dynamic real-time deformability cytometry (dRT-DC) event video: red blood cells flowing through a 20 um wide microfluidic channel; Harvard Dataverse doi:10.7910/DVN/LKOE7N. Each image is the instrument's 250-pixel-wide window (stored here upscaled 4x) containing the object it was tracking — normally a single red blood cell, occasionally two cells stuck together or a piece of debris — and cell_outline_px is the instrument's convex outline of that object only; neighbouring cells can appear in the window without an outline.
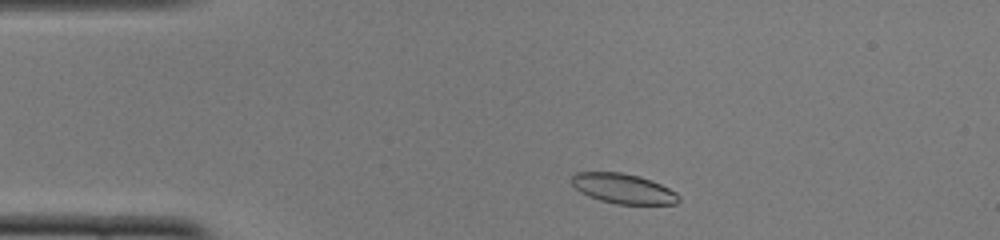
{"species": "common noctule bat (a hibernating species)", "species_latin": "Nyctalus noctula", "temperature_condition": "cold", "stored_images_in_passage": 45, "camera_frame_rate_fps": 3000, "um_per_image_px": 0.085, "animal": {"sex": "female", "body_mass_g": 22.0, "forearm_length_mm": 56.7}, "frame": {"image": 1, "passage_image": 3, "time_ms": 0.667, "image_size_px": [1000, 240], "cell_outline_px": [[680, 200], [676, 204], [616, 204], [600, 200], [588, 196], [580, 192], [572, 184], [572, 176], [576, 172], [620, 172], [640, 176], [652, 180], [676, 192], [680, 196]], "centroid_in_image_um": [52.98, 16.03], "position_along_channel_um": 32.0, "area_um2": 18.73}}
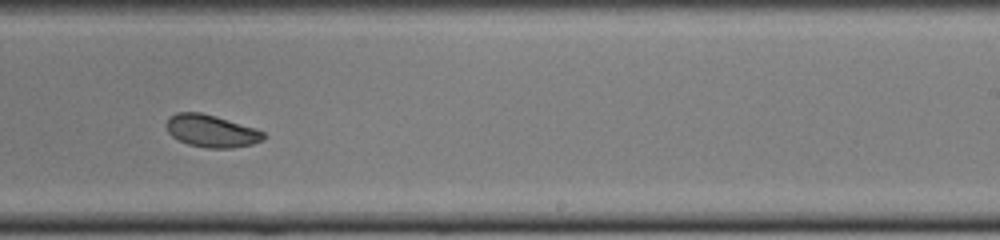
{"frame": {"image": 2, "passage_image": 25, "time_ms": 8.0, "image_size_px": [1000, 240], "cell_outline_px": [[268, 136], [264, 140], [252, 144], [232, 148], [208, 148], [188, 144], [172, 136], [168, 132], [164, 124], [168, 116], [176, 112], [200, 112], [216, 116], [256, 128], [264, 132]], "centroid_in_image_um": [17.97, 11.12], "position_along_channel_um": 271.0, "area_um2": 18.61}}
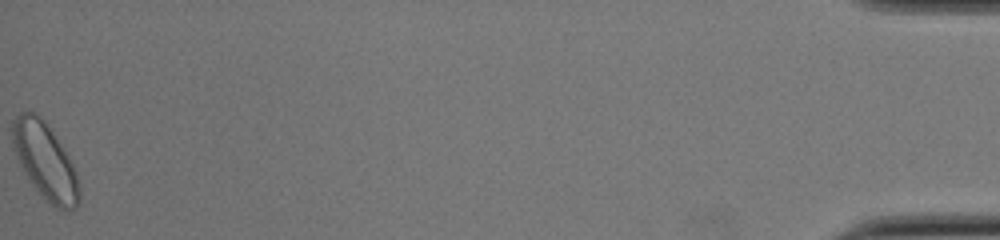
{"frame": {"image": 3, "passage_image": 45, "time_ms": 14.667, "image_size_px": [1000, 240], "cell_outline_px": [[80, 200], [76, 208], [56, 208], [32, 184], [24, 172], [20, 164], [12, 144], [12, 120], [20, 112], [32, 112], [40, 116], [44, 120], [68, 156], [76, 172], [80, 188]], "centroid_in_image_um": [3.83, 13.67], "position_along_channel_um": 431.4, "area_um2": 28.96}, "authors_computed_cell_mechanics": {"area_um2": 19.3052, "velocity_mm_per_s": 3.8658, "shape_relaxation_time_tau1_ms": 3.3542, "shape_relaxation_time_tau2_ms": 2.246, "deformation_change_tau1": 0.0987, "deformation_change_tau2": 0.0604}}